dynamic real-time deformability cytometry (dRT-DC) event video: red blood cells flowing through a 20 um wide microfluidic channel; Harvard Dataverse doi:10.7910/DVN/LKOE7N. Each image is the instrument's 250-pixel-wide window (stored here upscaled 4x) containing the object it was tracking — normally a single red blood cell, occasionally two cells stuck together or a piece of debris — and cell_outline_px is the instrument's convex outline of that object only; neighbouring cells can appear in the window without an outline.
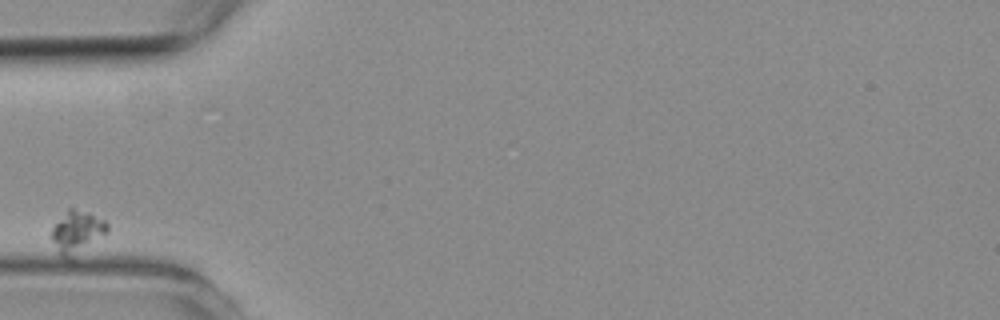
{"species": "common noctule bat (a hibernating species)", "species_latin": "Nyctalus noctula", "temperature_condition": "room temperature", "stored_images_in_passage": 4, "camera_frame_rate_fps": 3000, "um_per_image_px": 0.085, "animal": {"sex": "female", "body_mass_g": 19.3, "forearm_length_mm": 54.1}, "frame": {"image": 1, "passage_image": 1, "time_ms": 0.0, "image_size_px": [1000, 320], "cell_outline_px": [[108, 232], [72, 260], [68, 260], [60, 256], [52, 240], [52, 228], [68, 208], [72, 208], [88, 212], [104, 220], [108, 224]], "centroid_in_image_um": [6.55, 19.76], "position_along_channel_um": 78.4, "area_um2": 13.87}}
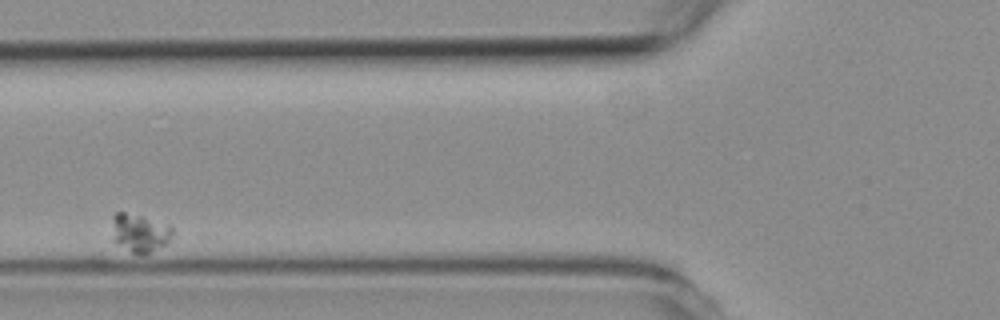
{"frame": {"image": 2, "passage_image": 2, "time_ms": 1.333, "image_size_px": [1000, 320], "cell_outline_px": [[172, 236], [168, 244], [144, 256], [140, 256], [132, 252], [112, 240], [112, 216], [116, 212], [124, 212], [172, 224]], "centroid_in_image_um": [11.91, 19.81], "position_along_channel_um": 113.9, "area_um2": 13.87}}
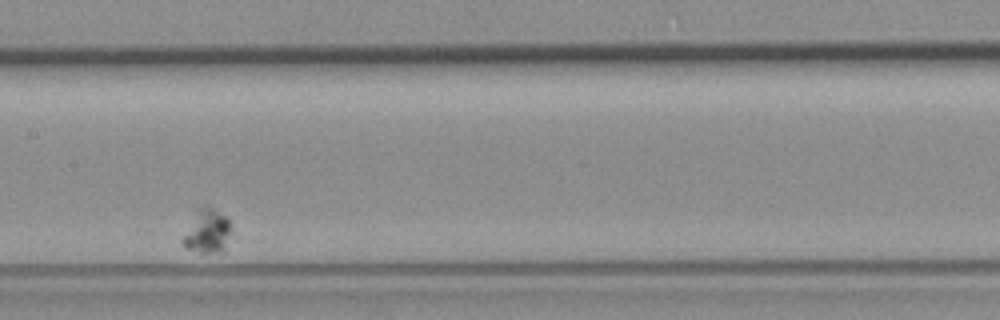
{"frame": {"image": 3, "passage_image": 4, "time_ms": 4.0, "image_size_px": [1000, 320], "cell_outline_px": [[228, 232], [224, 252], [200, 252], [184, 248], [180, 240], [196, 208], [212, 208], [224, 216], [228, 220]], "centroid_in_image_um": [17.51, 19.69], "position_along_channel_um": 189.9, "area_um2": 12.02}}